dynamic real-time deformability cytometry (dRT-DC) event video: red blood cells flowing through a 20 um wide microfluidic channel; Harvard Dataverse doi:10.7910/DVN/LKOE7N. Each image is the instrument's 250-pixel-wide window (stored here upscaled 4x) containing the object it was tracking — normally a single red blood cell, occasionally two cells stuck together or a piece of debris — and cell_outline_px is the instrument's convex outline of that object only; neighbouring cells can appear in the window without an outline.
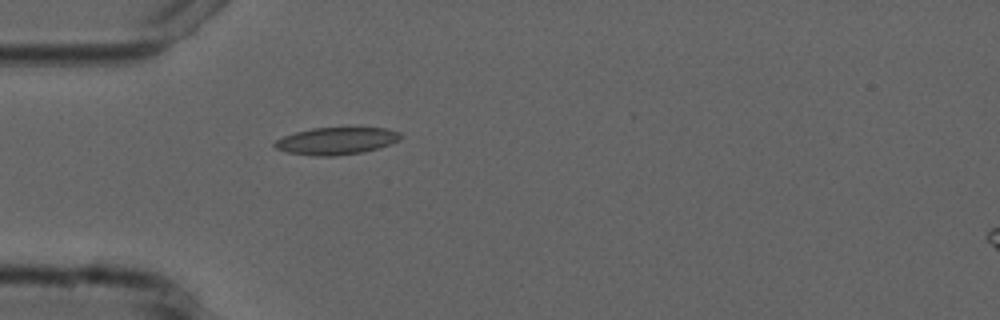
{"species": "common noctule bat (a hibernating species)", "species_latin": "Nyctalus noctula", "temperature_condition": "cold", "stored_images_in_passage": 1, "camera_frame_rate_fps": 3000, "um_per_image_px": 0.085, "animal": {"sex": "male", "forearm_length_mm": 52.5}, "frame": {"image": 1, "passage_image": 1, "time_ms": 0.0, "image_size_px": [1000, 320], "cell_outline_px": [[404, 136], [400, 140], [364, 152], [332, 156], [312, 156], [288, 152], [276, 148], [272, 144], [276, 140], [284, 136], [296, 132], [312, 128], [384, 128], [400, 132]], "centroid_in_image_um": [28.59, 11.98], "position_along_channel_um": 56.4, "area_um2": 19.83}}